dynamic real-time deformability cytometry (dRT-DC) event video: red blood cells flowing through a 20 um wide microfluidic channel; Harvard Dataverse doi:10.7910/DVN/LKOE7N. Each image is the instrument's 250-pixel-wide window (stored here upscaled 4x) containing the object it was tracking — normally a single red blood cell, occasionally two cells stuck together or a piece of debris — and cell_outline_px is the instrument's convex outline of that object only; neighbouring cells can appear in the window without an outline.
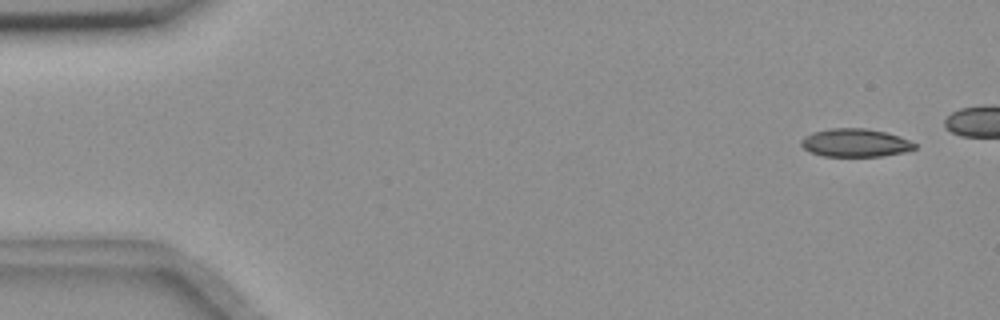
{"species": "common noctule bat (a hibernating species)", "species_latin": "Nyctalus noctula", "temperature_condition": "room temperature", "stored_images_in_passage": 15, "camera_frame_rate_fps": 3000, "um_per_image_px": 0.085, "animal": {"sex": "female", "body_mass_g": 18.4}, "frame": {"image": 1, "passage_image": 3, "time_ms": 0.667, "image_size_px": [1000, 320], "cell_outline_px": [[916, 148], [904, 152], [884, 156], [824, 156], [808, 152], [800, 144], [800, 140], [804, 136], [812, 132], [828, 128], [868, 128], [900, 136], [916, 144]], "centroid_in_image_um": [72.66, 12.13], "position_along_channel_um": 12.3, "area_um2": 18.79}}